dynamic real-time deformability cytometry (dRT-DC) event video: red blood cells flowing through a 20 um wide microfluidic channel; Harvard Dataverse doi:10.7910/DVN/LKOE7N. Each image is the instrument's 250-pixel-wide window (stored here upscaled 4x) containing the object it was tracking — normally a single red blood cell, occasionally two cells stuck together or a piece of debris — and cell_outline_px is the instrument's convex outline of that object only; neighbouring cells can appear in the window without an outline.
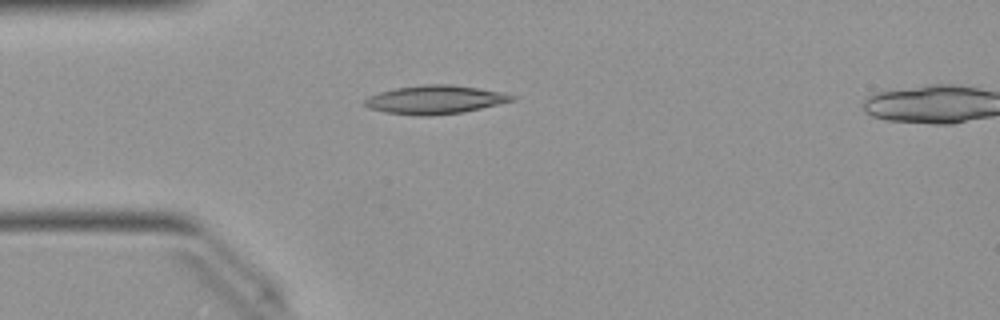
{"species": "Egyptian fruit bat (a non-hibernating species)", "species_latin": "Rousettus aegyptiacus", "temperature_condition": "warm", "stored_images_in_passage": 36, "camera_frame_rate_fps": 3000, "um_per_image_px": 0.085, "animal": {"sex": "female"}, "frame": {"image": 1, "passage_image": 1, "time_ms": 0.0, "image_size_px": [1000, 320], "cell_outline_px": [[516, 100], [464, 112], [428, 116], [420, 116], [384, 112], [368, 108], [364, 104], [364, 100], [368, 96], [380, 92], [396, 88], [424, 84], [448, 84], [476, 88], [500, 92], [516, 96]], "centroid_in_image_um": [36.96, 8.48], "position_along_channel_um": 48.0, "area_um2": 24.39}}
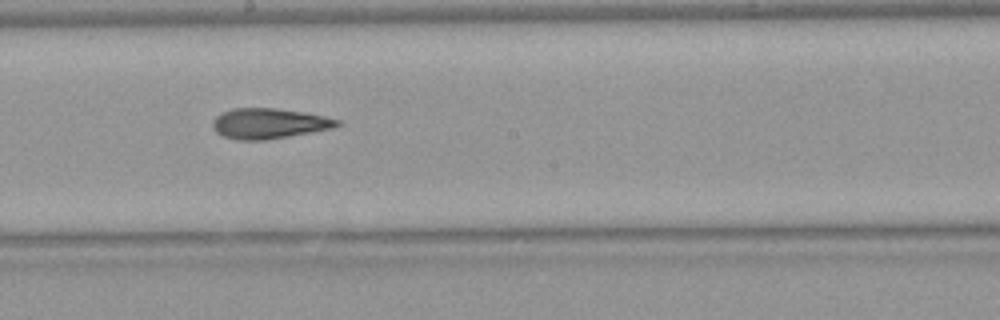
{"frame": {"image": 2, "passage_image": 15, "time_ms": 4.667, "image_size_px": [1000, 320], "cell_outline_px": [[340, 124], [332, 128], [268, 140], [236, 140], [224, 136], [216, 132], [212, 128], [212, 120], [220, 112], [232, 108], [276, 108], [304, 112], [324, 116], [340, 120]], "centroid_in_image_um": [22.81, 10.49], "position_along_channel_um": 225.4, "area_um2": 22.14}}
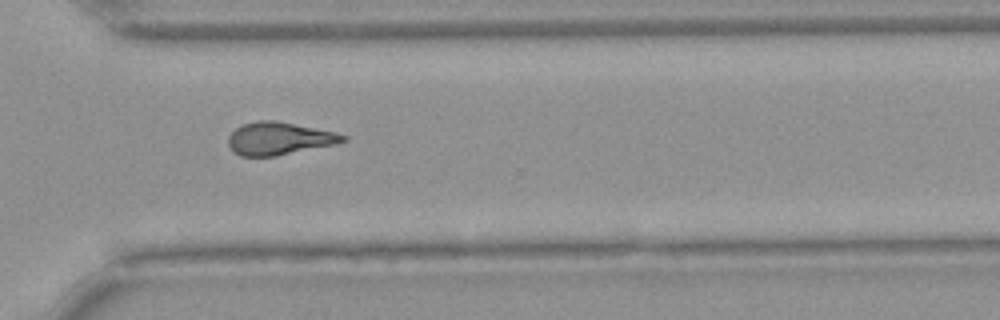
{"frame": {"image": 3, "passage_image": 24, "time_ms": 7.667, "image_size_px": [1000, 320], "cell_outline_px": [[348, 140], [336, 144], [276, 156], [240, 156], [228, 144], [228, 136], [240, 124], [260, 120], [276, 120], [336, 132], [348, 136]], "centroid_in_image_um": [23.75, 11.76], "position_along_channel_um": 346.9, "area_um2": 21.91}, "authors_computed_cell_mechanics": {"area_um2": 21.7039, "velocity_mm_per_s": 4.0508, "shape_relaxation_time_tau1_ms": null, "shape_relaxation_time_tau2_ms": 4.2626, "deformation_change_tau1": null, "deformation_change_tau2": 0.1468}}